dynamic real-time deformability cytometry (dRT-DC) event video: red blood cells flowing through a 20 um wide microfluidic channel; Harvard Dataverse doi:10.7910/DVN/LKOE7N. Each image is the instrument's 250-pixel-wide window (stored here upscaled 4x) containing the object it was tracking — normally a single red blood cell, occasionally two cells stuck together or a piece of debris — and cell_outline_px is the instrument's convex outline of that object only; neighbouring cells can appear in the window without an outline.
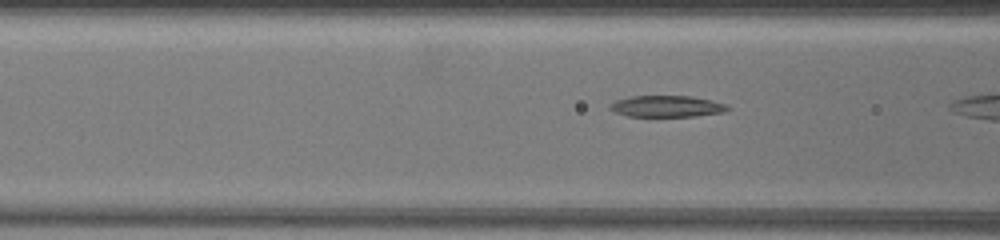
{"species": "common noctule bat (a hibernating species)", "species_latin": "Nyctalus noctula", "temperature_condition": "warm", "stored_images_in_passage": 10, "camera_frame_rate_fps": 3000, "um_per_image_px": 0.085, "animal": {"sex": "female", "body_mass_g": 19.5, "forearm_length_mm": 54.1}, "frame": {"image": 1, "passage_image": 5, "time_ms": 1.333, "image_size_px": [1000, 240], "cell_outline_px": [[732, 108], [724, 112], [692, 116], [628, 116], [616, 112], [608, 108], [608, 104], [616, 100], [632, 96], [692, 96], [712, 100], [724, 104]], "centroid_in_image_um": [56.66, 9.03], "position_along_channel_um": 109.9, "area_um2": 14.62}}
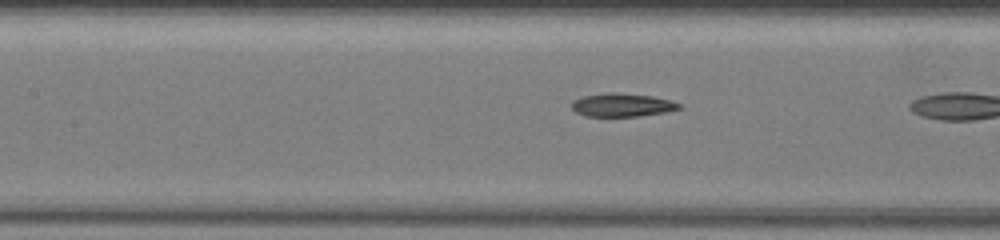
{"frame": {"image": 2, "passage_image": 9, "time_ms": 2.667, "image_size_px": [1000, 240], "cell_outline_px": [[684, 108], [664, 112], [640, 116], [584, 116], [576, 112], [572, 108], [572, 100], [584, 96], [604, 92], [616, 92], [652, 96], [672, 100], [680, 104]], "centroid_in_image_um": [52.89, 8.91], "position_along_channel_um": 154.5, "area_um2": 14.74}}